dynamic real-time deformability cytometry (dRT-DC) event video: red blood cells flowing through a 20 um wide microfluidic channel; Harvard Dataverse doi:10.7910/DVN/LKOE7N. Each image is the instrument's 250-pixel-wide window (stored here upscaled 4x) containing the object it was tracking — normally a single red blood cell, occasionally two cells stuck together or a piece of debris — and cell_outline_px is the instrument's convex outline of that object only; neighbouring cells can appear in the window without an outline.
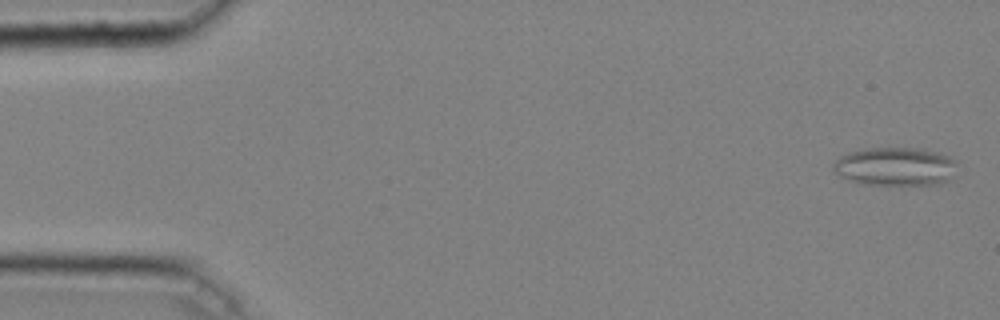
{"species": "common noctule bat (a hibernating species)", "species_latin": "Nyctalus noctula", "temperature_condition": "cold", "stored_images_in_passage": 47, "camera_frame_rate_fps": 3000, "um_per_image_px": 0.085, "animal": {"sex": "male", "body_mass_g": 20.4}, "frame": {"image": 1, "passage_image": 2, "time_ms": 0.333, "image_size_px": [1000, 320], "cell_outline_px": [[956, 164], [948, 180], [940, 184], [860, 184], [840, 176], [832, 172], [832, 164], [840, 156], [848, 152], [868, 148], [924, 148], [948, 156], [956, 160]], "centroid_in_image_um": [76.05, 14.14], "position_along_channel_um": 9.0, "area_um2": 27.69}}
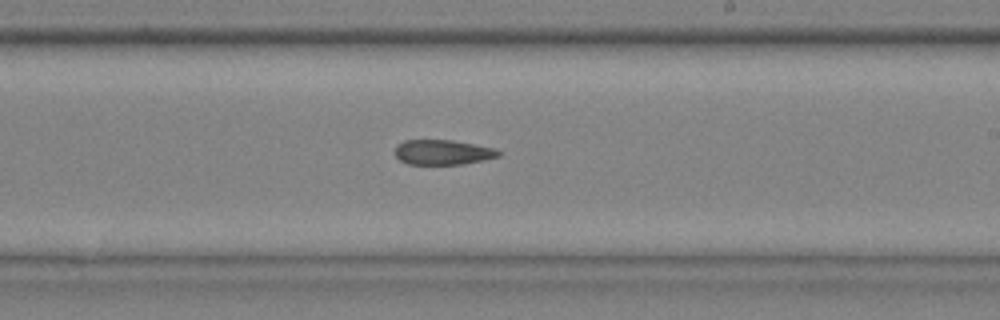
{"frame": {"image": 2, "passage_image": 29, "time_ms": 9.333, "image_size_px": [1000, 320], "cell_outline_px": [[500, 156], [484, 160], [464, 164], [408, 164], [400, 160], [396, 156], [396, 144], [404, 140], [452, 140], [496, 148], [500, 152]], "centroid_in_image_um": [37.65, 12.94], "position_along_channel_um": 251.4, "area_um2": 15.09}}
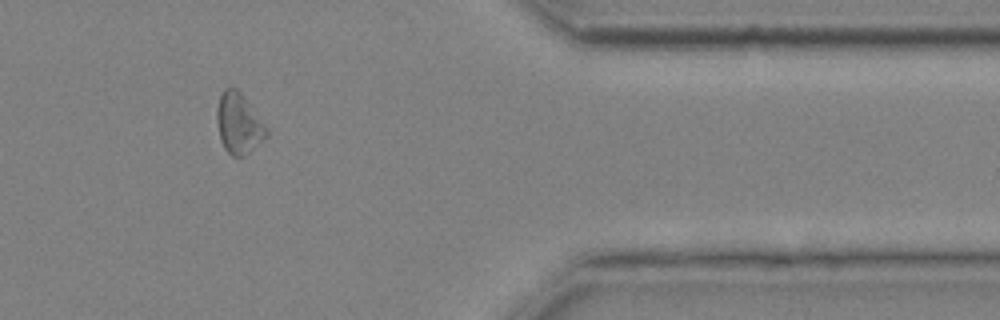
{"frame": {"image": 3, "passage_image": 41, "time_ms": 13.333, "image_size_px": [1000, 320], "cell_outline_px": [[268, 136], [264, 140], [244, 156], [232, 156], [224, 148], [220, 140], [216, 120], [216, 112], [220, 96], [224, 88], [236, 88], [244, 96], [268, 128]], "centroid_in_image_um": [20.29, 10.51], "position_along_channel_um": 391.1, "area_um2": 17.57}}